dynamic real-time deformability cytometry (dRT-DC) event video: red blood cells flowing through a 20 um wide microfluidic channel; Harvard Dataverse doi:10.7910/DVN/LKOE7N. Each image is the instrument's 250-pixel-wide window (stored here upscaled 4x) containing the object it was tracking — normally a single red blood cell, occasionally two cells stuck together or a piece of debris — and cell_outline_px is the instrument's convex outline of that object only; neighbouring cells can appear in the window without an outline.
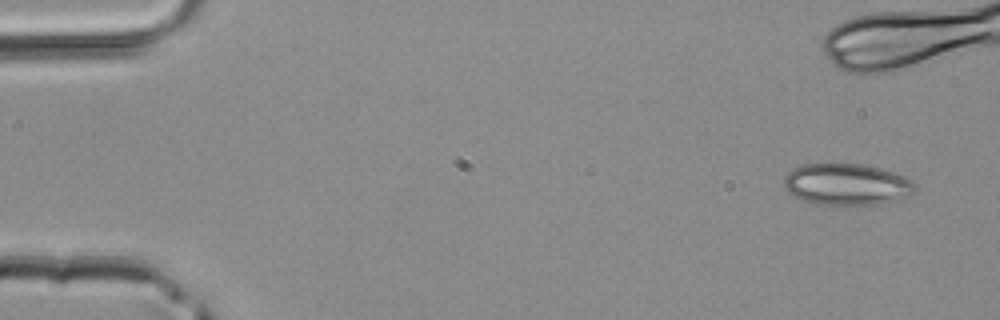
{"species": "common noctule bat (a hibernating species)", "species_latin": "Nyctalus noctula", "temperature_condition": "room temperature", "stored_images_in_passage": 6, "camera_frame_rate_fps": 3000, "um_per_image_px": 0.085, "animal": {"sex": "male", "body_mass_g": 20.4}, "frame": {"image": 1, "passage_image": 1, "time_ms": 0.0, "image_size_px": [1000, 320], "cell_outline_px": [[916, 192], [904, 200], [852, 208], [812, 204], [788, 192], [784, 188], [784, 176], [792, 168], [804, 164], [868, 164], [904, 176], [912, 180], [916, 184]], "centroid_in_image_um": [72.03, 15.72], "position_along_channel_um": 13.0, "area_um2": 33.06}}